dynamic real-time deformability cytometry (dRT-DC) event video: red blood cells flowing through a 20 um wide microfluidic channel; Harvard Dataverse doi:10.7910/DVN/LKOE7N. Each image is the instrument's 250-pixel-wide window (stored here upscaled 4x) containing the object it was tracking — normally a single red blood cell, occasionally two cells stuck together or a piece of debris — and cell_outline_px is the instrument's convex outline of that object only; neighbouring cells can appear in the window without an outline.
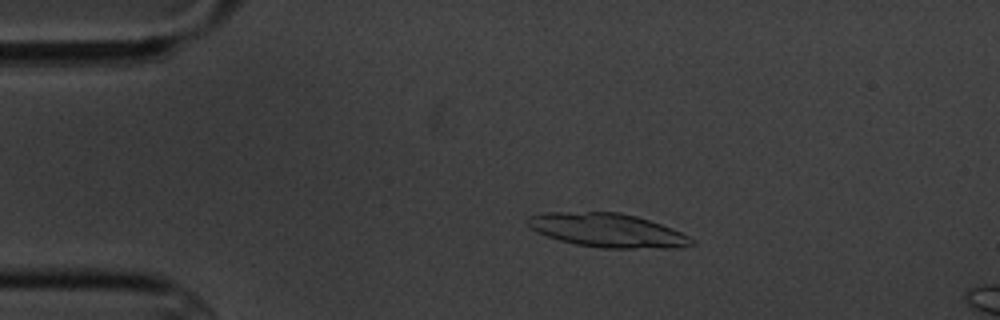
{"species": "common noctule bat (a hibernating species)", "species_latin": "Nyctalus noctula", "temperature_condition": "cold", "stored_images_in_passage": 9, "camera_frame_rate_fps": 3000, "um_per_image_px": 0.085, "animal": {"sex": "male", "body_mass_g": 20.1, "forearm_length_mm": 53.5}, "frame": {"image": 1, "passage_image": 1, "time_ms": 0.0, "image_size_px": [1000, 320], "cell_outline_px": [[696, 244], [680, 248], [604, 248], [576, 244], [560, 240], [536, 232], [528, 224], [528, 216], [544, 212], [620, 212], [636, 216], [672, 228], [688, 236]], "centroid_in_image_um": [51.65, 19.58], "position_along_channel_um": 33.4, "area_um2": 32.14}}